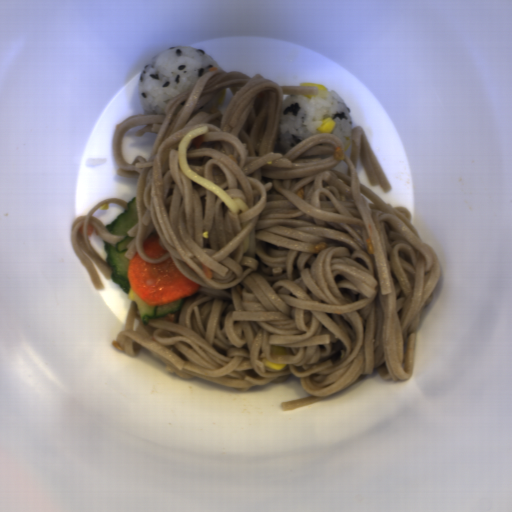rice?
<instances>
[{
	"instance_id": "1",
	"label": "rice",
	"mask_w": 512,
	"mask_h": 512,
	"mask_svg": "<svg viewBox=\"0 0 512 512\" xmlns=\"http://www.w3.org/2000/svg\"><path fill=\"white\" fill-rule=\"evenodd\" d=\"M222 70L198 48L167 46L142 67L138 76V100L147 115H164L167 104L191 88L209 71Z\"/></svg>"
},
{
	"instance_id": "2",
	"label": "rice",
	"mask_w": 512,
	"mask_h": 512,
	"mask_svg": "<svg viewBox=\"0 0 512 512\" xmlns=\"http://www.w3.org/2000/svg\"><path fill=\"white\" fill-rule=\"evenodd\" d=\"M327 89V88H326ZM331 117L336 124L330 133L338 136L344 148L351 141L355 126L346 102L333 90L318 91L313 98L290 94L282 101L276 142L282 156L298 142L320 133L323 120Z\"/></svg>"
}]
</instances>
